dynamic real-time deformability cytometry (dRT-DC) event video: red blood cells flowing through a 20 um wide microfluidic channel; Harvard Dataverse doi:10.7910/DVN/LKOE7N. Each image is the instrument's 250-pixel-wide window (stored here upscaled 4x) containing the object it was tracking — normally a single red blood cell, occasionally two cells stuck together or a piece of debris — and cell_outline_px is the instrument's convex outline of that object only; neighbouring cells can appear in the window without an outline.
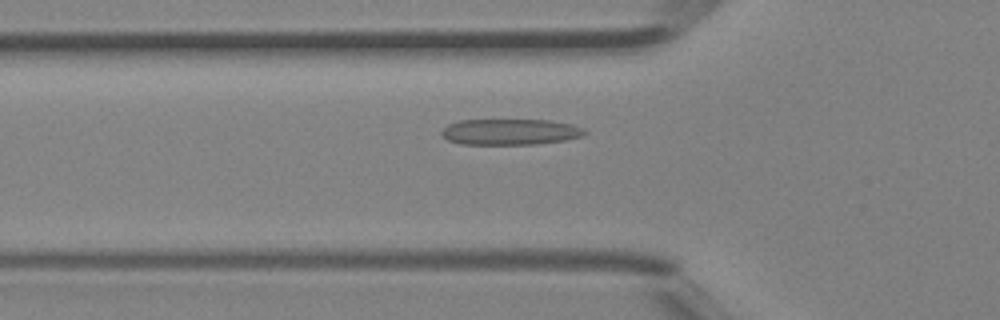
{"species": "Egyptian fruit bat (a non-hibernating species)", "species_latin": "Rousettus aegyptiacus", "temperature_condition": "room temperature", "stored_images_in_passage": 33, "camera_frame_rate_fps": 3000, "um_per_image_px": 0.085, "animal": {"sex": "female"}, "frame": {"image": 1, "passage_image": 3, "time_ms": 0.667, "image_size_px": [1000, 320], "cell_outline_px": [[588, 132], [584, 136], [564, 140], [536, 144], [460, 144], [448, 140], [440, 132], [448, 124], [460, 120], [548, 120], [572, 124], [584, 128]], "centroid_in_image_um": [43.39, 11.21], "position_along_channel_um": 82.4, "area_um2": 21.68}}
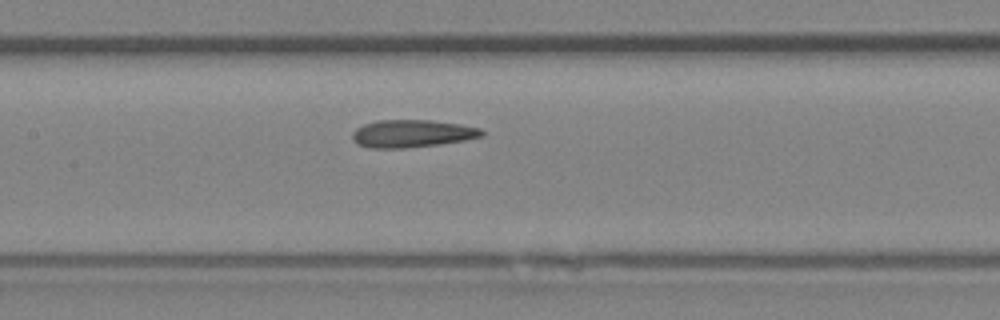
{"frame": {"image": 2, "passage_image": 9, "time_ms": 2.667, "image_size_px": [1000, 320], "cell_outline_px": [[484, 136], [464, 140], [440, 144], [404, 148], [368, 148], [356, 144], [352, 140], [352, 132], [356, 128], [364, 124], [376, 120], [432, 120], [460, 124], [480, 128], [484, 132]], "centroid_in_image_um": [34.99, 11.35], "position_along_channel_um": 172.4, "area_um2": 20.98}}
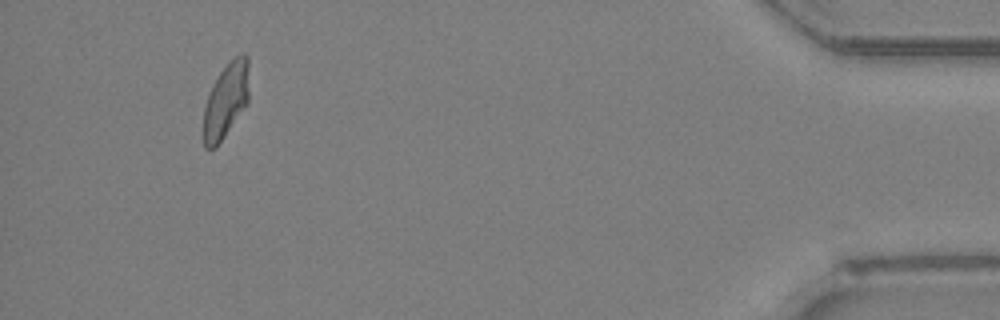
{"frame": {"image": 3, "passage_image": 30, "time_ms": 9.667, "image_size_px": [1000, 320], "cell_outline_px": [[248, 104], [216, 148], [204, 148], [204, 104], [208, 92], [220, 72], [240, 52], [244, 52], [248, 56]], "centroid_in_image_um": [19.21, 8.54], "position_along_channel_um": 416.0, "area_um2": 20.0}, "authors_computed_cell_mechanics": {"area_um2": 20.4612, "velocity_mm_per_s": 4.4928, "shape_relaxation_time_tau1_ms": 6.1259, "shape_relaxation_time_tau2_ms": 1.4835, "deformation_change_tau1": 0.1755, "deformation_change_tau2": 0.0986}}